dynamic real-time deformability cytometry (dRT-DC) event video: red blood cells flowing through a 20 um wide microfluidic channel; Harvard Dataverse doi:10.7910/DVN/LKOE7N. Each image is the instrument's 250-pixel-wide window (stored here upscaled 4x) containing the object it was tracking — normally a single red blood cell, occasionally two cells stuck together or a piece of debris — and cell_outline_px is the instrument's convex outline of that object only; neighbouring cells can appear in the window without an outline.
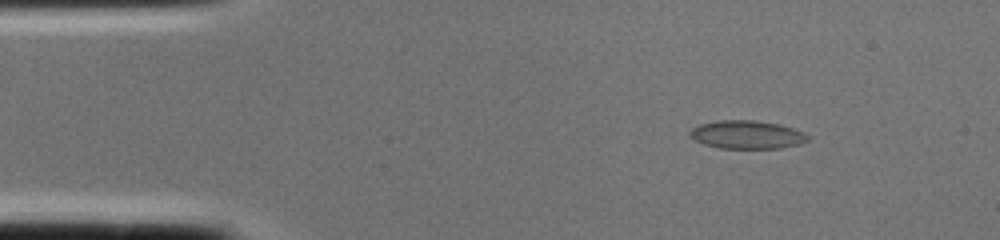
{"species": "common noctule bat (a hibernating species)", "species_latin": "Nyctalus noctula", "temperature_condition": "cold", "stored_images_in_passage": 1, "camera_frame_rate_fps": 3000, "um_per_image_px": 0.085, "animal": {"sex": "female", "body_mass_g": 22.0, "forearm_length_mm": 56.7}, "frame": {"image": 1, "passage_image": 1, "time_ms": 0.0, "image_size_px": [1000, 240], "cell_outline_px": [[808, 140], [800, 144], [780, 148], [720, 148], [704, 144], [688, 136], [688, 132], [692, 128], [700, 124], [716, 120], [752, 120], [780, 124], [804, 132], [808, 136]], "centroid_in_image_um": [63.47, 11.44], "position_along_channel_um": 21.5, "area_um2": 19.42}}